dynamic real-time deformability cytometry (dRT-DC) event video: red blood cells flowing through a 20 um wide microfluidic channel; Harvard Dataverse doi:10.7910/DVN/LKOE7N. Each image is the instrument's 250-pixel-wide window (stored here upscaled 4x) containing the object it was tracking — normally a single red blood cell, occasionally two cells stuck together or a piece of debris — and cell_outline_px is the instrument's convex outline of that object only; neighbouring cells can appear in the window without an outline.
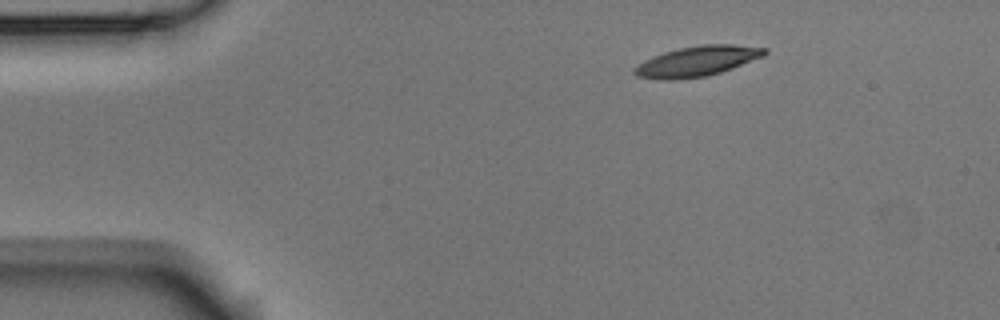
{"species": "Egyptian fruit bat (a non-hibernating species)", "species_latin": "Rousettus aegyptiacus", "temperature_condition": "room temperature", "stored_images_in_passage": 3, "camera_frame_rate_fps": 3000, "um_per_image_px": 0.085, "animal": {"sex": "male"}, "frame": {"image": 1, "passage_image": 1, "time_ms": 0.0, "image_size_px": [1000, 320], "cell_outline_px": [[768, 52], [764, 56], [732, 68], [720, 72], [704, 76], [672, 80], [660, 80], [636, 76], [632, 72], [632, 68], [644, 60], [664, 52], [680, 48], [704, 44], [732, 44], [768, 48]], "centroid_in_image_um": [59.24, 5.2], "position_along_channel_um": 25.8, "area_um2": 22.89}}